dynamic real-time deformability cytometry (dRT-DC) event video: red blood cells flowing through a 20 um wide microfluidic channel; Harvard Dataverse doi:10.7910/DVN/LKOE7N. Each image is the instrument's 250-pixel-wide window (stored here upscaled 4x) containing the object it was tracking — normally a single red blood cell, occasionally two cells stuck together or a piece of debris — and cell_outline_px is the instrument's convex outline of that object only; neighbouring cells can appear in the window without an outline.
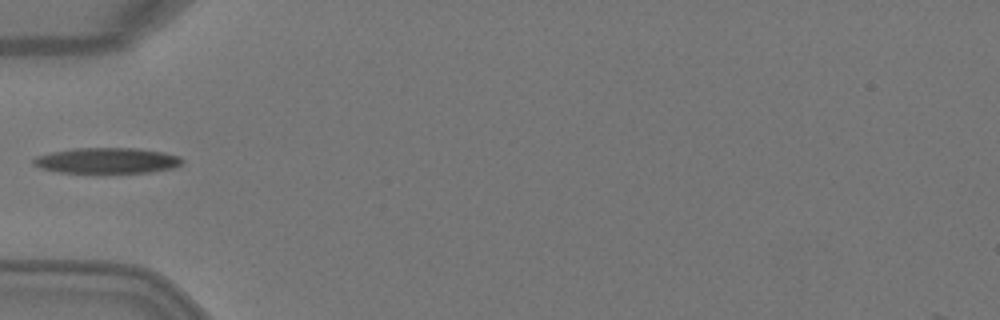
{"species": "Egyptian fruit bat (a non-hibernating species)", "species_latin": "Rousettus aegyptiacus", "temperature_condition": "warm", "stored_images_in_passage": 3, "camera_frame_rate_fps": 3000, "um_per_image_px": 0.085, "animal": {"sex": "female"}, "frame": {"image": 1, "passage_image": 2, "time_ms": 0.333, "image_size_px": [1000, 320], "cell_outline_px": [[184, 160], [180, 164], [172, 168], [148, 172], [60, 172], [40, 168], [32, 164], [32, 160], [36, 156], [52, 152], [76, 148], [136, 148], [164, 152], [180, 156]], "centroid_in_image_um": [9.09, 13.64], "position_along_channel_um": 75.9, "area_um2": 22.02}}